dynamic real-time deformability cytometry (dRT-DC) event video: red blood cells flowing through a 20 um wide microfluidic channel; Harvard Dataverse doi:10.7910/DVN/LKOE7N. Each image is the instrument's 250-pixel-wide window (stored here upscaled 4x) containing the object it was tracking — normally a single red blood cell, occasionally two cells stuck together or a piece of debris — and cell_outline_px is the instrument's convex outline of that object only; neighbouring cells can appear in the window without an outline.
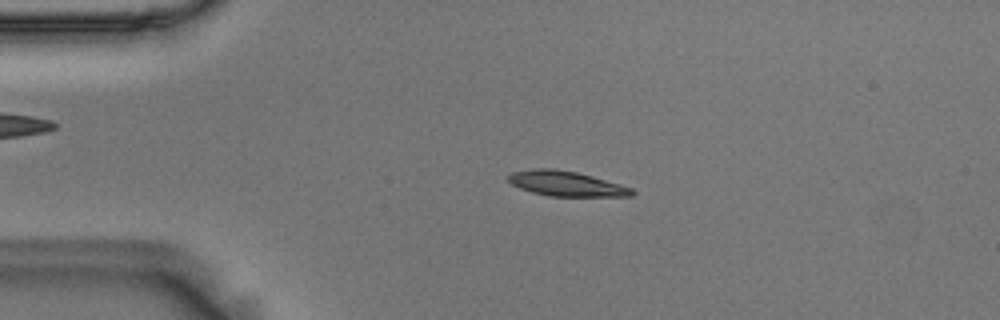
{"species": "Egyptian fruit bat (a non-hibernating species)", "species_latin": "Rousettus aegyptiacus", "temperature_condition": "room temperature", "stored_images_in_passage": 56, "camera_frame_rate_fps": 3000, "um_per_image_px": 0.085, "animal": {"sex": "male"}, "frame": {"image": 1, "passage_image": 12, "time_ms": 3.667, "image_size_px": [1000, 320], "cell_outline_px": [[636, 192], [632, 196], [548, 196], [532, 192], [520, 188], [512, 184], [508, 180], [508, 176], [512, 172], [532, 168], [552, 168], [576, 172], [592, 176], [620, 184], [632, 188]], "centroid_in_image_um": [48.12, 15.61], "position_along_channel_um": 36.9, "area_um2": 17.98}}
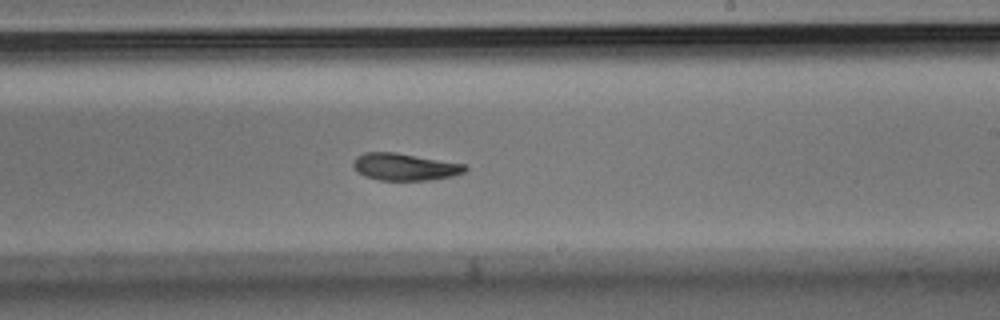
{"frame": {"image": 2, "passage_image": 33, "time_ms": 10.667, "image_size_px": [1000, 320], "cell_outline_px": [[468, 168], [464, 172], [452, 176], [428, 180], [380, 180], [364, 176], [352, 168], [352, 160], [356, 156], [364, 152], [396, 152], [464, 164]], "centroid_in_image_um": [34.34, 14.17], "position_along_channel_um": 254.7, "area_um2": 17.74}}
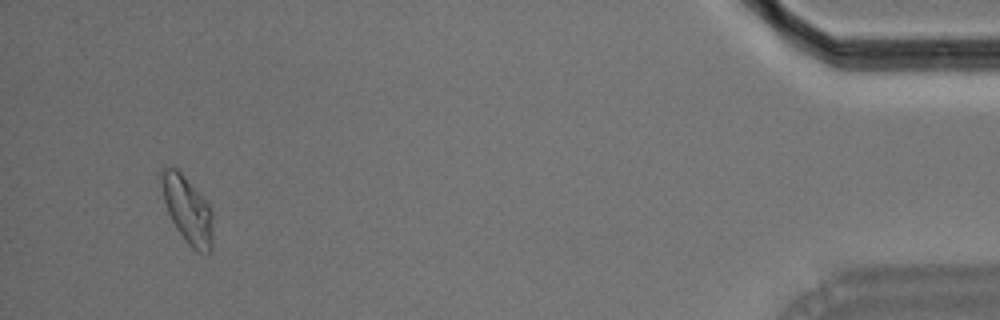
{"frame": {"image": 3, "passage_image": 53, "time_ms": 17.333, "image_size_px": [1000, 320], "cell_outline_px": [[212, 248], [208, 252], [200, 252], [192, 248], [188, 244], [176, 228], [168, 212], [164, 200], [160, 180], [160, 172], [164, 164], [176, 168], [184, 176], [212, 208]], "centroid_in_image_um": [15.92, 17.79], "position_along_channel_um": 419.3, "area_um2": 19.94}, "authors_computed_cell_mechanics": {"area_um2": 18.3515, "velocity_mm_per_s": 3.5888, "shape_relaxation_time_tau1_ms": 6.6681, "shape_relaxation_time_tau2_ms": 3.7402, "deformation_change_tau1": 0.1607, "deformation_change_tau2": 0.0875}}